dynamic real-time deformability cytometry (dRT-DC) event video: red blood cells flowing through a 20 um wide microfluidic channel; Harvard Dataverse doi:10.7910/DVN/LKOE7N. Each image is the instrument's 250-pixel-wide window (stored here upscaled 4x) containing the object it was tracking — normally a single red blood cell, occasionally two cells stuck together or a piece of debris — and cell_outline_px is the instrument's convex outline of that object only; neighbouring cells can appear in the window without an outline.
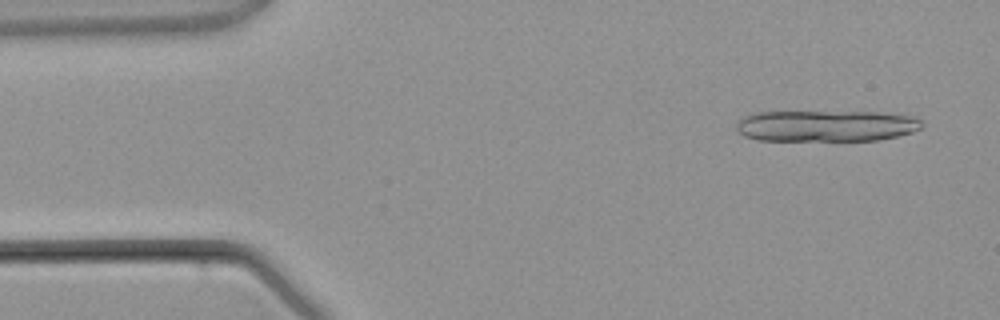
{"species": "common noctule bat (a hibernating species)", "species_latin": "Nyctalus noctula", "temperature_condition": "warm", "stored_images_in_passage": 3, "camera_frame_rate_fps": 3000, "um_per_image_px": 0.085, "animal": {"sex": "male", "body_mass_g": 21.5, "forearm_length_mm": 52.0}, "frame": {"image": 1, "passage_image": 1, "time_ms": 0.0, "image_size_px": [1000, 320], "cell_outline_px": [[924, 124], [920, 128], [912, 132], [880, 140], [756, 140], [744, 136], [736, 128], [736, 120], [744, 116], [756, 112], [880, 112], [916, 116]], "centroid_in_image_um": [70.22, 10.69], "position_along_channel_um": 14.8, "area_um2": 33.99}}